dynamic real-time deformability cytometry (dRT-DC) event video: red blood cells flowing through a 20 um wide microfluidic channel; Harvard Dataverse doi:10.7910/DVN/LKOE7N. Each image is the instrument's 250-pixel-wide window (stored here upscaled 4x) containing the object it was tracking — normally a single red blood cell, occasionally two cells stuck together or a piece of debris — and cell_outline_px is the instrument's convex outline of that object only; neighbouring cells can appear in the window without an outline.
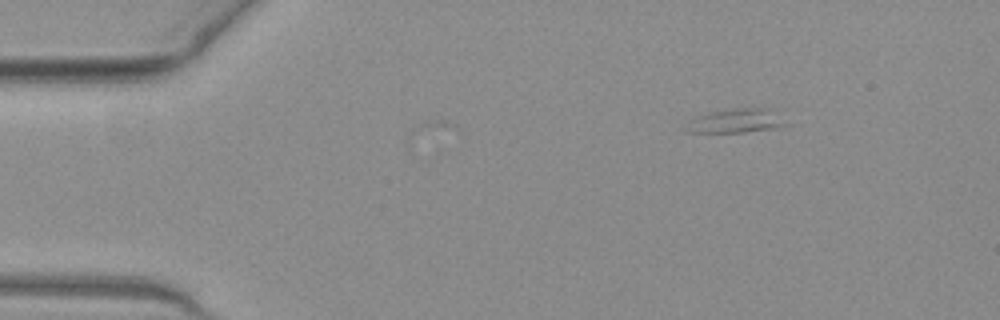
{"species": "common noctule bat (a hibernating species)", "species_latin": "Nyctalus noctula", "temperature_condition": "warm", "stored_images_in_passage": 4, "camera_frame_rate_fps": 3000, "um_per_image_px": 0.085, "animal": {"sex": "female", "body_mass_g": 19.3, "forearm_length_mm": 54.1}, "frame": {"image": 1, "passage_image": 1, "time_ms": 0.0, "image_size_px": [1000, 320], "cell_outline_px": [[788, 124], [780, 128], [744, 132], [684, 132], [680, 128], [688, 120], [696, 116], [708, 112], [732, 108], [764, 104]], "centroid_in_image_um": [62.51, 10.24], "position_along_channel_um": 22.5, "area_um2": 14.85}}